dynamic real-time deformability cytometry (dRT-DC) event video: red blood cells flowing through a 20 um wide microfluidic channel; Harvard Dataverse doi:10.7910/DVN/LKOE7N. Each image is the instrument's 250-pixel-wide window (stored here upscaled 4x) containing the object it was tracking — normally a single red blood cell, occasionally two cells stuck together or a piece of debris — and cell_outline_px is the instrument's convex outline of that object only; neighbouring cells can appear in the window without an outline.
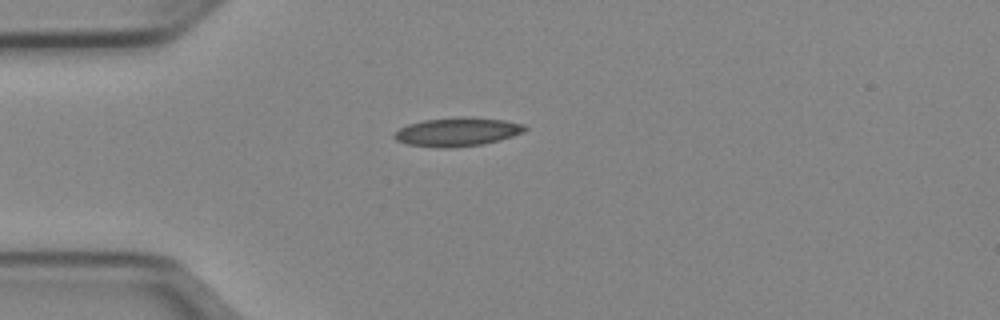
{"species": "Egyptian fruit bat (a non-hibernating species)", "species_latin": "Rousettus aegyptiacus", "temperature_condition": "cold", "stored_images_in_passage": 39, "camera_frame_rate_fps": 3000, "um_per_image_px": 0.085, "animal": {"sex": "female"}, "frame": {"image": 1, "passage_image": 1, "time_ms": 0.0, "image_size_px": [1000, 320], "cell_outline_px": [[528, 128], [524, 132], [500, 140], [480, 144], [448, 148], [440, 148], [408, 144], [396, 140], [392, 136], [392, 132], [408, 124], [424, 120], [504, 120], [524, 124]], "centroid_in_image_um": [38.82, 11.26], "position_along_channel_um": 46.2, "area_um2": 20.69}}
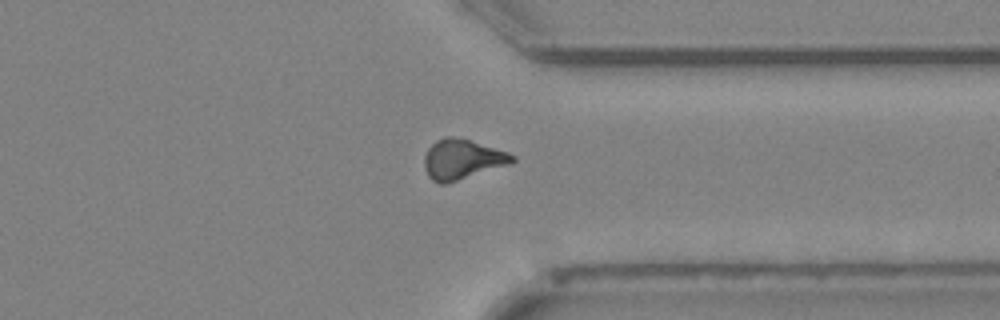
{"frame": {"image": 2, "passage_image": 27, "time_ms": 8.667, "image_size_px": [1000, 320], "cell_outline_px": [[516, 160], [512, 164], [448, 184], [440, 184], [432, 180], [428, 176], [424, 168], [424, 156], [428, 148], [436, 140], [444, 136], [452, 136], [468, 140], [508, 152], [516, 156]], "centroid_in_image_um": [39.29, 13.57], "position_along_channel_um": 372.1, "area_um2": 20.81}}
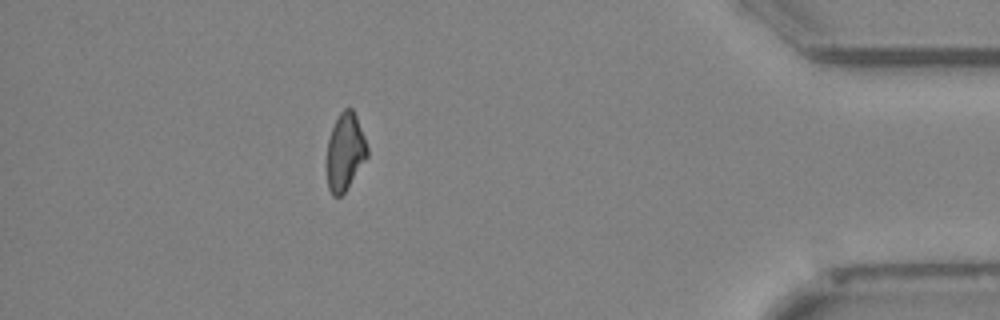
{"frame": {"image": 3, "passage_image": 33, "time_ms": 10.667, "image_size_px": [1000, 320], "cell_outline_px": [[368, 156], [344, 192], [340, 196], [332, 196], [328, 188], [328, 140], [332, 128], [340, 112], [344, 108], [352, 108], [356, 116], [364, 136], [368, 148]], "centroid_in_image_um": [29.34, 12.89], "position_along_channel_um": 405.9, "area_um2": 17.8}, "authors_computed_cell_mechanics": {"area_um2": 19.941, "velocity_mm_per_s": 3.9686, "shape_relaxation_time_tau1_ms": 8.1636, "shape_relaxation_time_tau2_ms": 3.6448, "deformation_change_tau1": 0.1836, "deformation_change_tau2": 0.115}}